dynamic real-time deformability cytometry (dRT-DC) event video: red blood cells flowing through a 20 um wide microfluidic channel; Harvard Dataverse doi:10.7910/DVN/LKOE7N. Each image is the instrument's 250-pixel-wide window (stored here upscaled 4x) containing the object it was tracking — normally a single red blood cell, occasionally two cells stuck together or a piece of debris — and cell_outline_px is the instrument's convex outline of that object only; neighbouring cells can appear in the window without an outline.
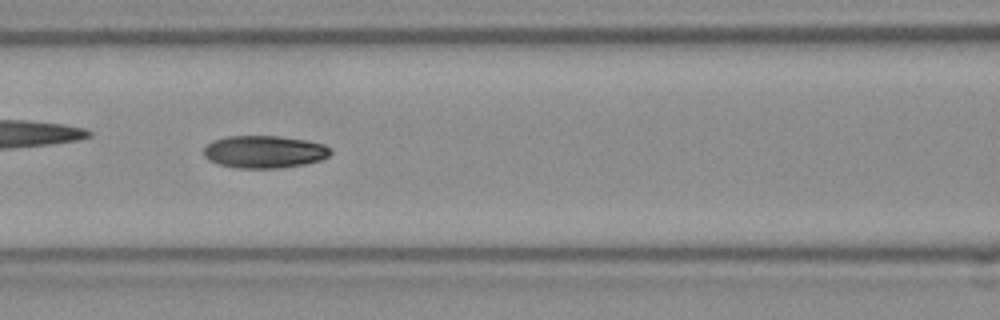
{"species": "Egyptian fruit bat (a non-hibernating species)", "species_latin": "Rousettus aegyptiacus", "temperature_condition": "room temperature", "stored_images_in_passage": 37, "camera_frame_rate_fps": 3000, "um_per_image_px": 0.085, "frame": {"image": 1, "passage_image": 6, "time_ms": 1.667, "image_size_px": [1000, 320], "cell_outline_px": [[332, 152], [328, 156], [320, 160], [304, 164], [280, 168], [236, 168], [216, 164], [208, 160], [204, 156], [204, 148], [212, 140], [228, 136], [280, 136], [304, 140], [324, 144], [332, 148]], "centroid_in_image_um": [22.45, 12.9], "position_along_channel_um": 144.1, "area_um2": 24.16}}
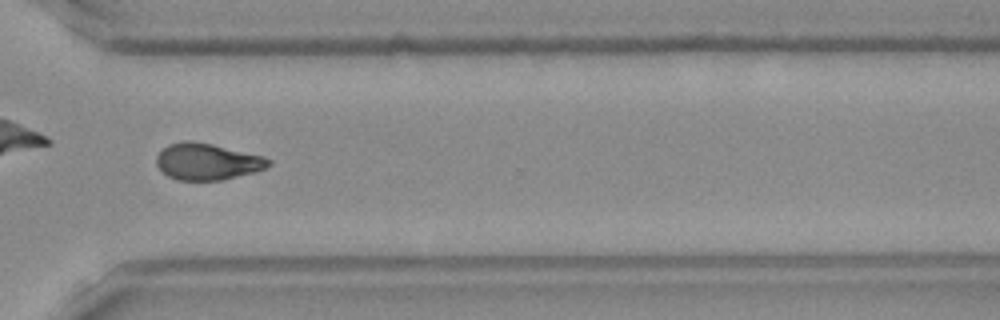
{"frame": {"image": 2, "passage_image": 22, "time_ms": 7.0, "image_size_px": [1000, 320], "cell_outline_px": [[272, 164], [264, 168], [252, 172], [220, 180], [180, 180], [168, 176], [156, 164], [156, 156], [168, 144], [184, 140], [192, 140], [212, 144], [264, 156], [272, 160]], "centroid_in_image_um": [17.61, 13.72], "position_along_channel_um": 353.0, "area_um2": 23.7}}